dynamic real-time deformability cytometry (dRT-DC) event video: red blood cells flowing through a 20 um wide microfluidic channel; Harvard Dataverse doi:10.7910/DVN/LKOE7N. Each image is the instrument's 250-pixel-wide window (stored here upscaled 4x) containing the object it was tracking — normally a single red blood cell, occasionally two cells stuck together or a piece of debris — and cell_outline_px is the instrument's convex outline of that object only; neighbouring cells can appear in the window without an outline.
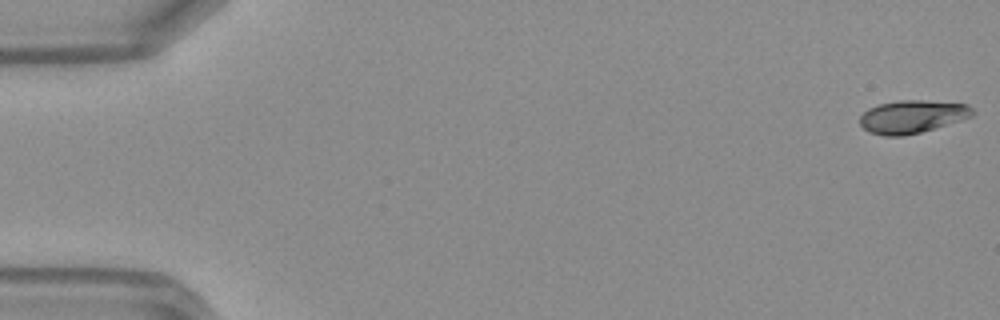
{"species": "Egyptian fruit bat (a non-hibernating species)", "species_latin": "Rousettus aegyptiacus", "temperature_condition": "warm", "stored_images_in_passage": 49, "camera_frame_rate_fps": 3000, "um_per_image_px": 0.085, "frame": {"image": 1, "passage_image": 1, "time_ms": 0.0, "image_size_px": [1000, 320], "cell_outline_px": [[976, 112], [972, 116], [920, 132], [900, 136], [884, 136], [868, 132], [860, 124], [860, 116], [868, 108], [880, 104], [900, 100], [920, 100], [968, 104]], "centroid_in_image_um": [77.51, 9.91], "position_along_channel_um": 7.5, "area_um2": 21.39}}
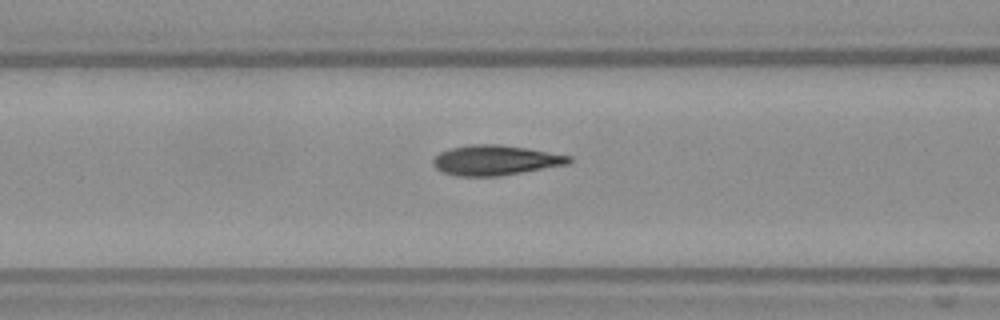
{"frame": {"image": 2, "passage_image": 20, "time_ms": 6.333, "image_size_px": [1000, 320], "cell_outline_px": [[572, 160], [568, 164], [500, 176], [456, 176], [440, 172], [432, 164], [432, 160], [440, 152], [452, 148], [468, 144], [496, 144], [524, 148], [572, 156]], "centroid_in_image_um": [42.06, 13.63], "position_along_channel_um": 124.5, "area_um2": 23.7}}
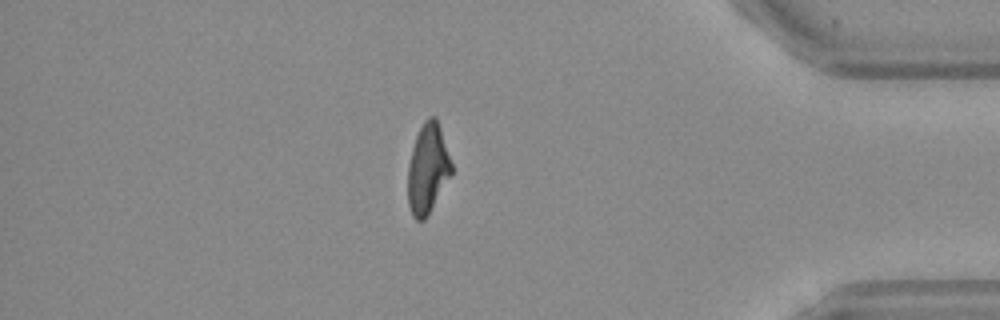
{"frame": {"image": 3, "passage_image": 42, "time_ms": 13.667, "image_size_px": [1000, 320], "cell_outline_px": [[452, 172], [428, 216], [424, 220], [416, 220], [412, 216], [408, 204], [408, 164], [412, 148], [416, 136], [424, 120], [428, 116], [436, 116], [452, 164]], "centroid_in_image_um": [36.34, 14.35], "position_along_channel_um": 398.9, "area_um2": 22.72}, "authors_computed_cell_mechanics": {"area_um2": 22.9466, "velocity_mm_per_s": 4.2144, "shape_relaxation_time_tau1_ms": 6.6666, "shape_relaxation_time_tau2_ms": 0.8428, "deformation_change_tau1": 0.232, "deformation_change_tau2": 0.0716}}